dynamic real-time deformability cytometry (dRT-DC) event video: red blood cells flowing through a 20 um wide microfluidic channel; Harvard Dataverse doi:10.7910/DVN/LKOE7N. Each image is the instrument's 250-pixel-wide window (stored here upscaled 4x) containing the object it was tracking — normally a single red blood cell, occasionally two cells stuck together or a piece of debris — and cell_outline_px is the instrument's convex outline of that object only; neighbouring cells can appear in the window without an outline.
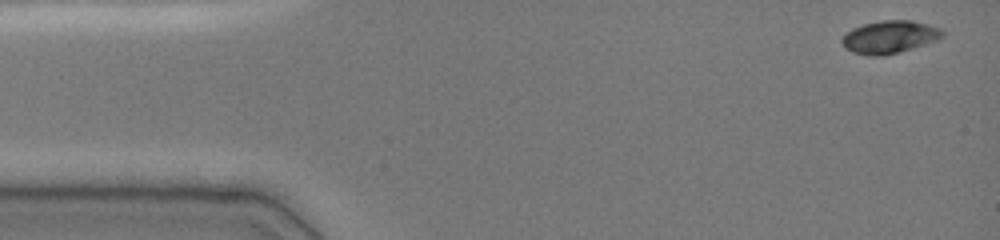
{"species": "common noctule bat (a hibernating species)", "species_latin": "Nyctalus noctula", "temperature_condition": "cold", "stored_images_in_passage": 6, "camera_frame_rate_fps": 3000, "um_per_image_px": 0.085, "animal": {"sex": "female", "body_mass_g": 19.0, "forearm_length_mm": 51.5}, "frame": {"image": 1, "passage_image": 1, "time_ms": 0.0, "image_size_px": [1000, 240], "cell_outline_px": [[944, 36], [936, 40], [912, 48], [884, 56], [868, 56], [852, 52], [844, 48], [840, 40], [852, 28], [864, 24], [880, 20], [912, 20], [928, 24], [940, 28], [944, 32]], "centroid_in_image_um": [75.59, 3.14], "position_along_channel_um": 9.4, "area_um2": 19.19}}
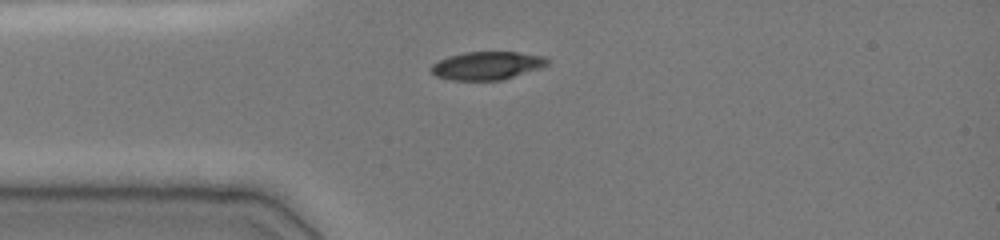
{"frame": {"image": 2, "passage_image": 5, "time_ms": 3.333, "image_size_px": [1000, 240], "cell_outline_px": [[548, 64], [540, 68], [504, 80], [452, 80], [436, 76], [428, 68], [432, 64], [448, 56], [464, 52], [516, 52], [544, 56], [548, 60]], "centroid_in_image_um": [41.38, 5.58], "position_along_channel_um": 43.6, "area_um2": 19.07}}